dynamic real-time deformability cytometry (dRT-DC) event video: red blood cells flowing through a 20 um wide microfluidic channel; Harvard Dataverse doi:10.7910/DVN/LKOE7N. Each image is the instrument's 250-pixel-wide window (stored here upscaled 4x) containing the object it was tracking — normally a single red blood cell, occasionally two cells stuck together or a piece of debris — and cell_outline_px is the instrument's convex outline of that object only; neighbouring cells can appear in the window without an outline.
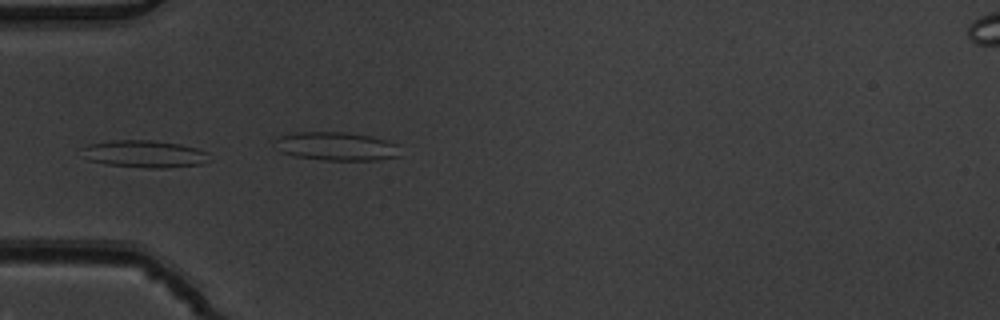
{"species": "common noctule bat (a hibernating species)", "species_latin": "Nyctalus noctula", "temperature_condition": "warm", "stored_images_in_passage": 7, "camera_frame_rate_fps": 3000, "um_per_image_px": 0.085, "animal": {"sex": "male", "body_mass_g": 19.5, "forearm_length_mm": 54.6}, "frame": {"image": 1, "passage_image": 5, "time_ms": 1.333, "image_size_px": [1000, 320], "cell_outline_px": [[212, 160], [200, 164], [164, 168], [144, 168], [104, 164], [88, 160], [80, 148], [88, 144], [112, 140], [152, 140], [180, 144], [196, 148], [208, 152]], "centroid_in_image_um": [12.28, 13.09], "position_along_channel_um": 72.7, "area_um2": 20.46}}
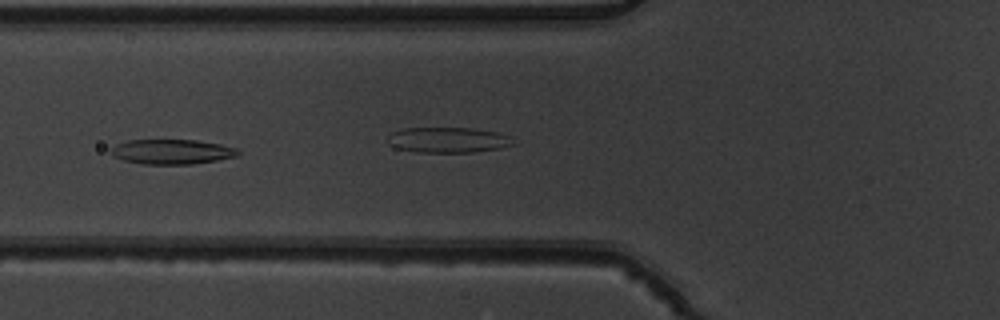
{"frame": {"image": 2, "passage_image": 6, "time_ms": 1.667, "image_size_px": [1000, 320], "cell_outline_px": [[240, 152], [236, 156], [216, 160], [192, 164], [144, 164], [124, 160], [112, 156], [112, 148], [116, 144], [128, 140], [196, 140], [220, 144], [236, 148]], "centroid_in_image_um": [14.6, 12.89], "position_along_channel_um": 111.2, "area_um2": 18.21}}